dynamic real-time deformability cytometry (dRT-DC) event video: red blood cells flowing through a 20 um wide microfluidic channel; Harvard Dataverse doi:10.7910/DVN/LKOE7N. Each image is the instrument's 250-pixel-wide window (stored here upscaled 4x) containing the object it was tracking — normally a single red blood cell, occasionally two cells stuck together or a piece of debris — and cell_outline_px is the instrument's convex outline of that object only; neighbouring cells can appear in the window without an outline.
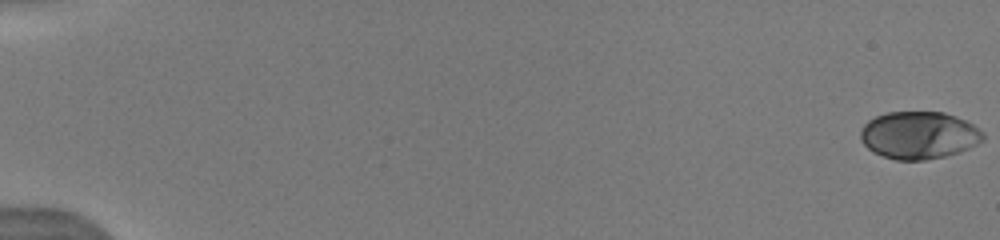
{"species": "human", "species_latin": "Homo sapiens", "temperature_condition": "warm", "stored_images_in_passage": 51, "camera_frame_rate_fps": 3000, "um_per_image_px": 0.085, "donor": {"sex": "male"}, "frame": {"image": 1, "passage_image": 1, "time_ms": 0.0, "image_size_px": [1000, 240], "cell_outline_px": [[984, 140], [968, 148], [944, 156], [924, 160], [896, 160], [872, 152], [860, 140], [860, 132], [864, 124], [868, 120], [876, 116], [888, 112], [944, 112], [956, 116], [972, 124], [984, 132]], "centroid_in_image_um": [78.09, 11.48], "position_along_channel_um": 6.9, "area_um2": 33.81}}
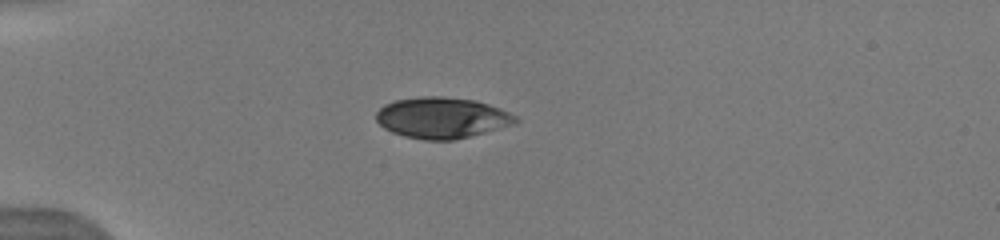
{"frame": {"image": 2, "passage_image": 21, "time_ms": 5.0, "image_size_px": [1000, 240], "cell_outline_px": [[520, 120], [516, 124], [452, 140], [424, 140], [404, 136], [392, 132], [384, 128], [376, 120], [376, 112], [384, 104], [396, 100], [420, 96], [440, 96], [476, 100], [500, 108], [516, 116]], "centroid_in_image_um": [37.56, 10.0], "position_along_channel_um": 47.4, "area_um2": 33.29}}
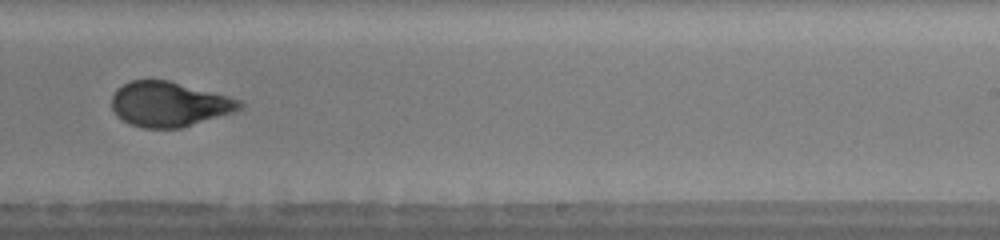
{"frame": {"image": 3, "passage_image": 50, "time_ms": 11.333, "image_size_px": [1000, 240], "cell_outline_px": [[244, 104], [240, 108], [232, 112], [180, 128], [144, 128], [128, 124], [116, 116], [112, 108], [112, 96], [116, 88], [128, 80], [168, 80], [244, 100]], "centroid_in_image_um": [14.34, 8.85], "position_along_channel_um": 274.7, "area_um2": 33.52}}